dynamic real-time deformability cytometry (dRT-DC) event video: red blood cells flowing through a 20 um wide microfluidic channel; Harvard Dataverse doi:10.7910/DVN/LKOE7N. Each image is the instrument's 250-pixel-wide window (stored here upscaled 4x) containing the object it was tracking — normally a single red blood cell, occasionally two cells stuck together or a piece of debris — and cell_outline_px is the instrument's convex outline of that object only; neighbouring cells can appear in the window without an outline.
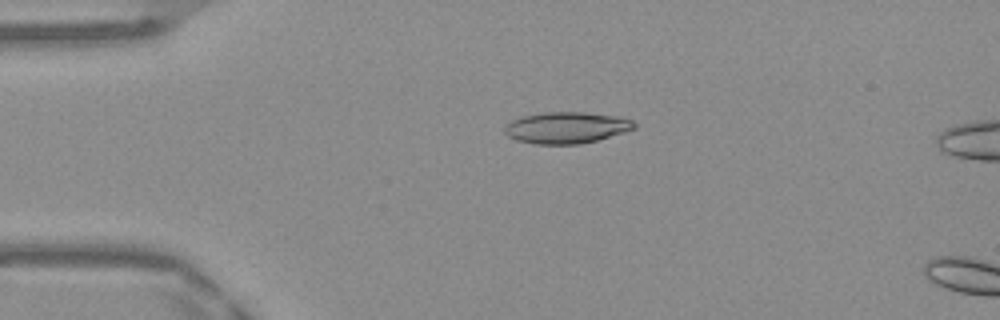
{"species": "Egyptian fruit bat (a non-hibernating species)", "species_latin": "Rousettus aegyptiacus", "temperature_condition": "warm", "stored_images_in_passage": 14, "camera_frame_rate_fps": 3000, "um_per_image_px": 0.085, "frame": {"image": 1, "passage_image": 12, "time_ms": 3.667, "image_size_px": [1000, 320], "cell_outline_px": [[636, 124], [632, 128], [596, 140], [576, 144], [540, 144], [520, 140], [512, 136], [508, 132], [508, 124], [516, 120], [528, 116], [552, 112], [576, 112], [608, 116], [632, 120]], "centroid_in_image_um": [48.19, 10.86], "position_along_channel_um": 36.8, "area_um2": 22.02}}